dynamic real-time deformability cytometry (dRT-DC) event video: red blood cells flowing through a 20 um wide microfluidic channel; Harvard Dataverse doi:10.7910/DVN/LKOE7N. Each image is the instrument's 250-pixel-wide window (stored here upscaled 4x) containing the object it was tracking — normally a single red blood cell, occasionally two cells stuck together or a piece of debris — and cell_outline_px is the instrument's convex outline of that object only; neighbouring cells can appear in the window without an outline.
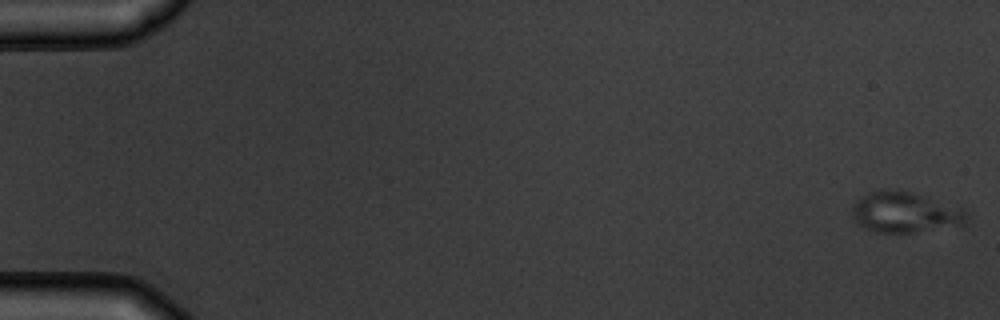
{"species": "common noctule bat (a hibernating species)", "species_latin": "Nyctalus noctula", "temperature_condition": "warm", "stored_images_in_passage": 11, "camera_frame_rate_fps": 3000, "um_per_image_px": 0.085, "animal": {"sex": "male", "body_mass_g": 19.5, "forearm_length_mm": 54.6}, "frame": {"image": 1, "passage_image": 1, "time_ms": 0.0, "image_size_px": [1000, 320], "cell_outline_px": [[968, 220], [964, 228], [912, 232], [876, 232], [856, 224], [852, 216], [852, 208], [856, 200], [868, 192], [912, 192], [960, 208], [968, 212]], "centroid_in_image_um": [77.01, 18.12], "position_along_channel_um": 8.0, "area_um2": 27.11}}
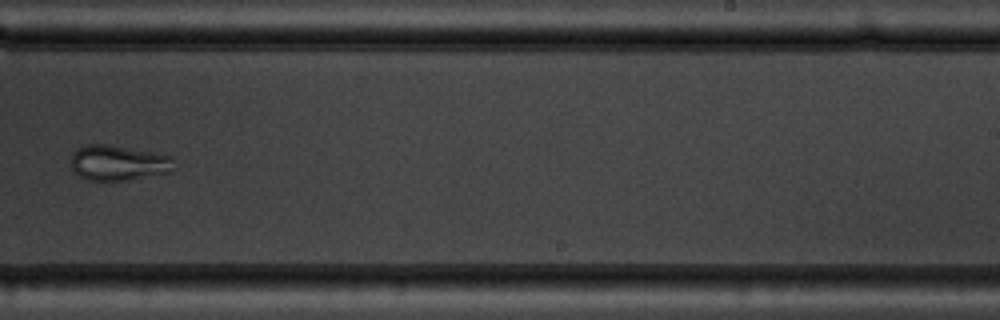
{"frame": {"image": 2, "passage_image": 10, "time_ms": 11.333, "image_size_px": [1000, 320], "cell_outline_px": [[172, 172], [128, 180], [88, 180], [76, 176], [72, 168], [72, 152], [76, 148], [84, 144], [104, 144], [152, 152], [172, 156]], "centroid_in_image_um": [10.0, 13.85], "position_along_channel_um": 279.0, "area_um2": 21.21}}
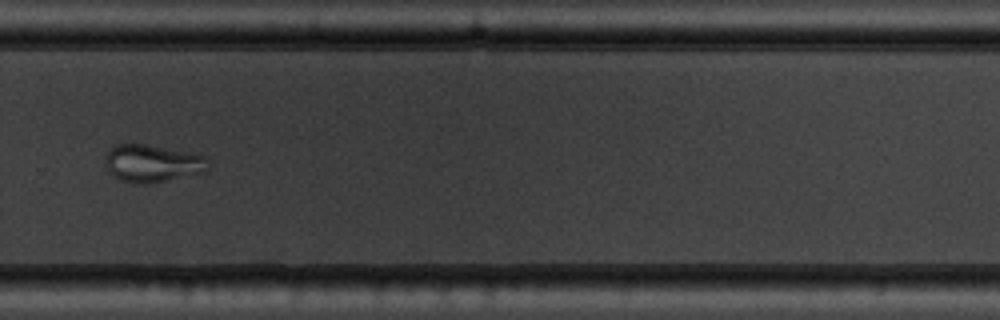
{"frame": {"image": 3, "passage_image": 11, "time_ms": 12.333, "image_size_px": [1000, 320], "cell_outline_px": [[208, 172], [144, 184], [140, 184], [120, 180], [108, 168], [104, 160], [108, 152], [116, 144], [144, 144], [188, 152], [204, 156], [208, 168]], "centroid_in_image_um": [12.96, 13.88], "position_along_channel_um": 316.8, "area_um2": 22.02}}